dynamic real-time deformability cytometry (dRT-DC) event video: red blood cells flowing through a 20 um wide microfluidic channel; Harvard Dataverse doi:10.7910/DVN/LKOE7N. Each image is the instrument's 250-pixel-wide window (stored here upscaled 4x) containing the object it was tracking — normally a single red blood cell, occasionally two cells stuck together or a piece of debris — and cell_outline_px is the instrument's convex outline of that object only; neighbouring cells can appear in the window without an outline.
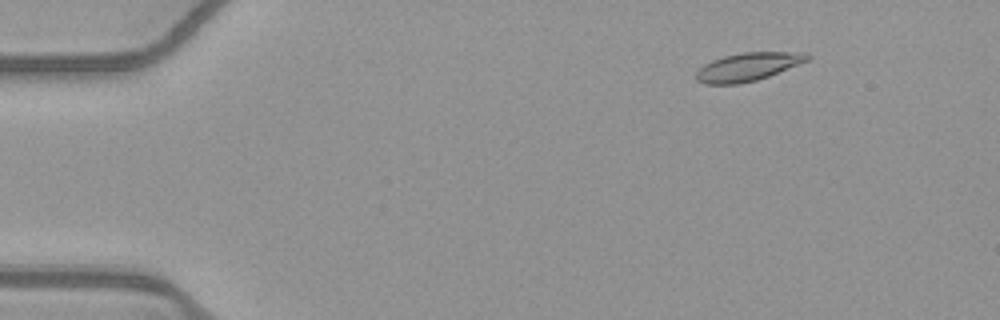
{"species": "common noctule bat (a hibernating species)", "species_latin": "Nyctalus noctula", "temperature_condition": "warm", "stored_images_in_passage": 54, "camera_frame_rate_fps": 3000, "um_per_image_px": 0.085, "animal": {"sex": "female", "body_mass_g": 21.9}, "frame": {"image": 1, "passage_image": 8, "time_ms": 2.333, "image_size_px": [1000, 320], "cell_outline_px": [[812, 56], [808, 60], [768, 76], [756, 80], [740, 84], [704, 84], [696, 80], [696, 72], [704, 64], [712, 60], [724, 56], [744, 52], [808, 52]], "centroid_in_image_um": [63.56, 5.67], "position_along_channel_um": 21.4, "area_um2": 18.21}}
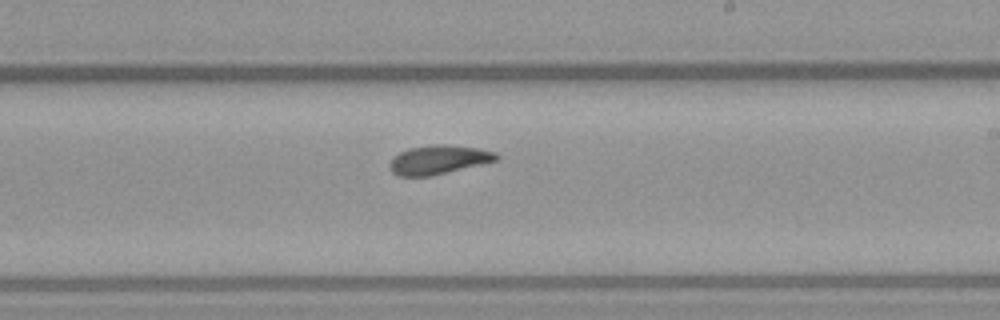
{"frame": {"image": 2, "passage_image": 33, "time_ms": 10.667, "image_size_px": [1000, 320], "cell_outline_px": [[500, 160], [432, 176], [400, 176], [392, 172], [388, 164], [400, 152], [408, 148], [432, 144], [444, 144], [476, 148], [496, 152], [500, 156]], "centroid_in_image_um": [37.32, 13.58], "position_along_channel_um": 251.7, "area_um2": 18.09}}
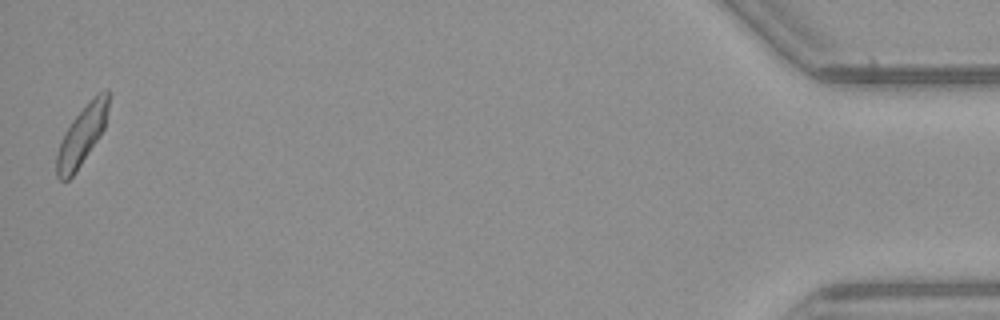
{"frame": {"image": 3, "passage_image": 54, "time_ms": 17.667, "image_size_px": [1000, 320], "cell_outline_px": [[108, 108], [104, 128], [76, 172], [68, 180], [60, 180], [56, 176], [56, 156], [60, 140], [64, 132], [72, 120], [92, 96], [96, 92], [104, 88], [108, 88]], "centroid_in_image_um": [6.94, 11.48], "position_along_channel_um": 428.3, "area_um2": 17.92}, "authors_computed_cell_mechanics": {"area_um2": 18.1203, "velocity_mm_per_s": 3.8793, "shape_relaxation_time_tau1_ms": 8.2166, "shape_relaxation_time_tau2_ms": 2.8616, "deformation_change_tau1": 0.1594, "deformation_change_tau2": 0.0784}}